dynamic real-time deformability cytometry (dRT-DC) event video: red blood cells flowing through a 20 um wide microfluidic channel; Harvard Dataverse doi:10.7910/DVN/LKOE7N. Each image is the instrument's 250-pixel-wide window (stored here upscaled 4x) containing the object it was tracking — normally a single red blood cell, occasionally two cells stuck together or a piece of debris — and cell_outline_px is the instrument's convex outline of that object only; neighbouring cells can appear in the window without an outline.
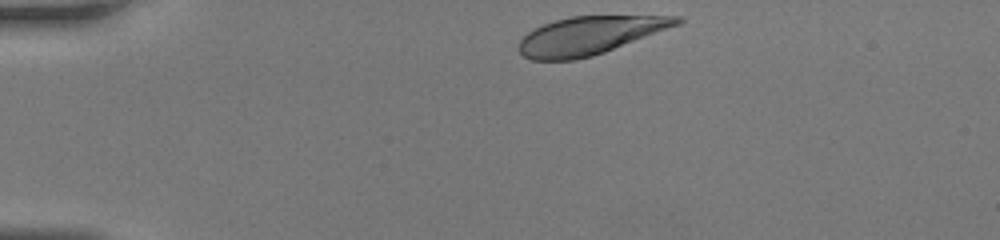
{"species": "human", "species_latin": "Homo sapiens", "temperature_condition": "room temperature", "stored_images_in_passage": 30, "camera_frame_rate_fps": 3000, "um_per_image_px": 0.085, "donor": {"sex": "female"}, "frame": {"image": 1, "passage_image": 1, "time_ms": 0.0, "image_size_px": [1000, 240], "cell_outline_px": [[684, 20], [680, 24], [604, 52], [592, 56], [576, 60], [532, 60], [524, 56], [520, 52], [520, 40], [528, 32], [544, 24], [556, 20], [572, 16], [680, 16]], "centroid_in_image_um": [50.12, 3.02], "position_along_channel_um": 34.9, "area_um2": 34.56}}
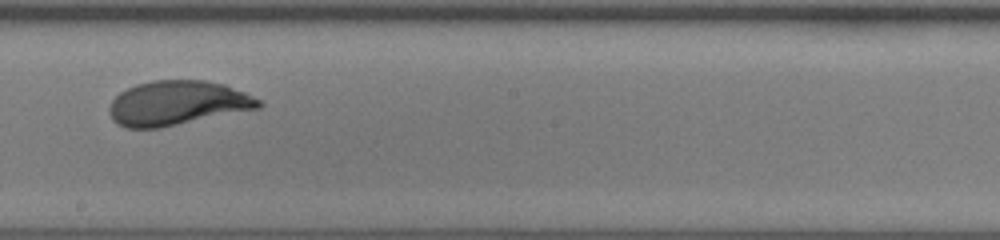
{"frame": {"image": 2, "passage_image": 18, "time_ms": 5.667, "image_size_px": [1000, 240], "cell_outline_px": [[264, 104], [260, 108], [160, 128], [124, 128], [116, 124], [112, 120], [108, 112], [108, 108], [112, 100], [120, 92], [136, 84], [152, 80], [204, 80], [224, 84], [244, 92], [260, 100]], "centroid_in_image_um": [15.04, 8.77], "position_along_channel_um": 233.2, "area_um2": 38.9}}
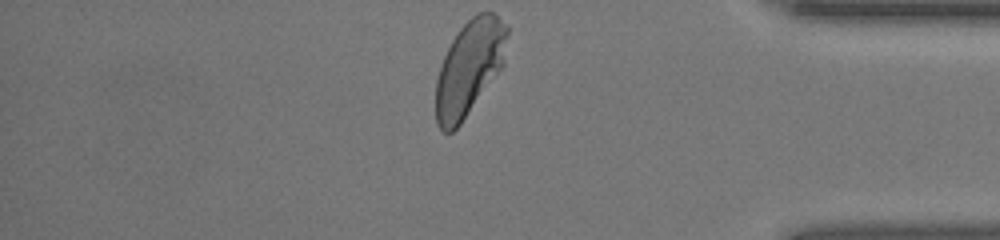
{"frame": {"image": 3, "passage_image": 30, "time_ms": 9.667, "image_size_px": [1000, 240], "cell_outline_px": [[508, 32], [504, 64], [460, 124], [452, 132], [444, 132], [436, 124], [436, 80], [444, 56], [452, 40], [460, 28], [476, 12], [492, 12], [508, 24]], "centroid_in_image_um": [39.9, 5.74], "position_along_channel_um": 395.3, "area_um2": 39.25}}